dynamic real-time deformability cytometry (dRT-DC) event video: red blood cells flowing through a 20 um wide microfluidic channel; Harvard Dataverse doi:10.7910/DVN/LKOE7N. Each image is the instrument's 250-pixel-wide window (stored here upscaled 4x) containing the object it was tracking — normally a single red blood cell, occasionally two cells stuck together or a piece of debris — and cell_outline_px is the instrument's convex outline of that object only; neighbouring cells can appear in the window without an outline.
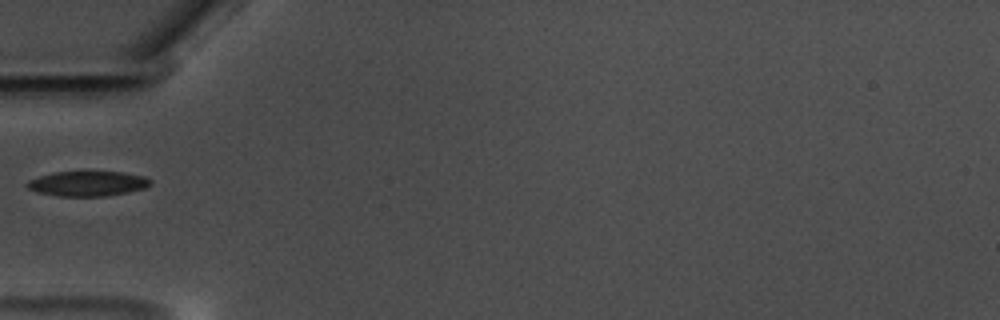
{"species": "common noctule bat (a hibernating species)", "species_latin": "Nyctalus noctula", "temperature_condition": "warm", "stored_images_in_passage": 40, "camera_frame_rate_fps": 3000, "um_per_image_px": 0.085, "animal": {"sex": "male", "body_mass_g": 17.5, "forearm_length_mm": 52.3}, "frame": {"image": 1, "passage_image": 1, "time_ms": 0.0, "image_size_px": [1000, 320], "cell_outline_px": [[152, 184], [144, 188], [128, 192], [108, 196], [56, 196], [36, 192], [28, 188], [24, 184], [28, 180], [40, 176], [56, 172], [124, 172], [144, 176], [152, 180]], "centroid_in_image_um": [7.45, 15.61], "position_along_channel_um": 77.6, "area_um2": 18.03}}
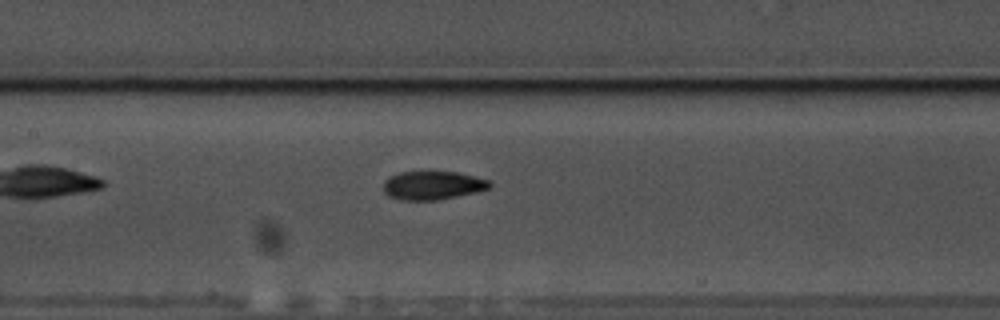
{"frame": {"image": 2, "passage_image": 9, "time_ms": 2.667, "image_size_px": [1000, 320], "cell_outline_px": [[492, 184], [488, 188], [476, 192], [436, 200], [404, 200], [388, 196], [384, 192], [384, 180], [388, 176], [400, 172], [456, 172], [488, 180]], "centroid_in_image_um": [36.73, 15.75], "position_along_channel_um": 170.7, "area_um2": 17.46}}
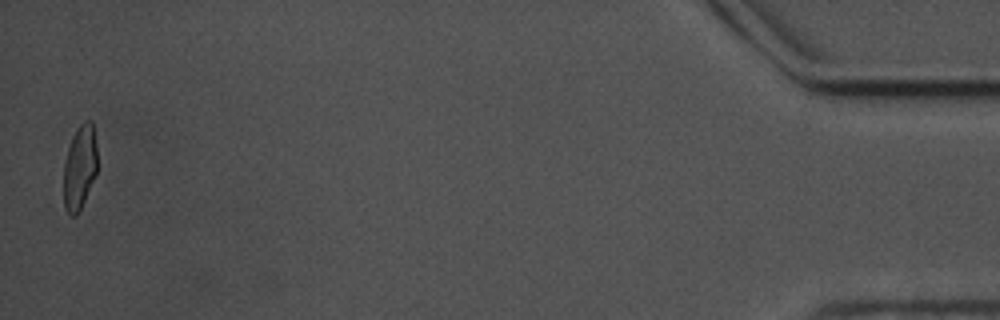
{"frame": {"image": 3, "passage_image": 39, "time_ms": 12.667, "image_size_px": [1000, 320], "cell_outline_px": [[96, 172], [84, 200], [76, 216], [72, 216], [64, 208], [64, 164], [68, 148], [72, 136], [80, 124], [84, 120], [92, 120], [96, 144]], "centroid_in_image_um": [6.76, 14.19], "position_along_channel_um": 428.4, "area_um2": 16.24}}